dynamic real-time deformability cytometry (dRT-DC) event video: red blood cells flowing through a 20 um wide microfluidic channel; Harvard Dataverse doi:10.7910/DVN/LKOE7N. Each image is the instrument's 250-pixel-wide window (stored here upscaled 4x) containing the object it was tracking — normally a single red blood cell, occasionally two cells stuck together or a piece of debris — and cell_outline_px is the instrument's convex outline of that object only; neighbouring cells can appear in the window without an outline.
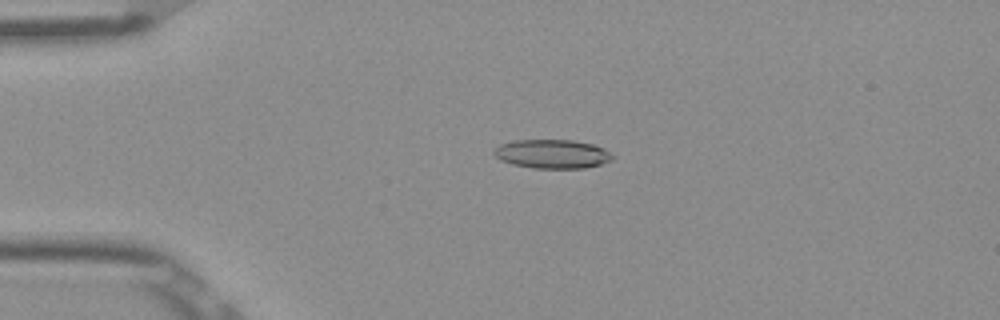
{"species": "Egyptian fruit bat (a non-hibernating species)", "species_latin": "Rousettus aegyptiacus", "temperature_condition": "room temperature", "stored_images_in_passage": 52, "camera_frame_rate_fps": 3000, "um_per_image_px": 0.085, "frame": {"image": 1, "passage_image": 12, "time_ms": 3.667, "image_size_px": [1000, 320], "cell_outline_px": [[616, 156], [612, 160], [600, 164], [584, 168], [532, 168], [512, 164], [500, 160], [492, 152], [500, 144], [512, 140], [572, 140], [592, 144], [604, 148]], "centroid_in_image_um": [46.95, 13.08], "position_along_channel_um": 38.1, "area_um2": 20.06}}
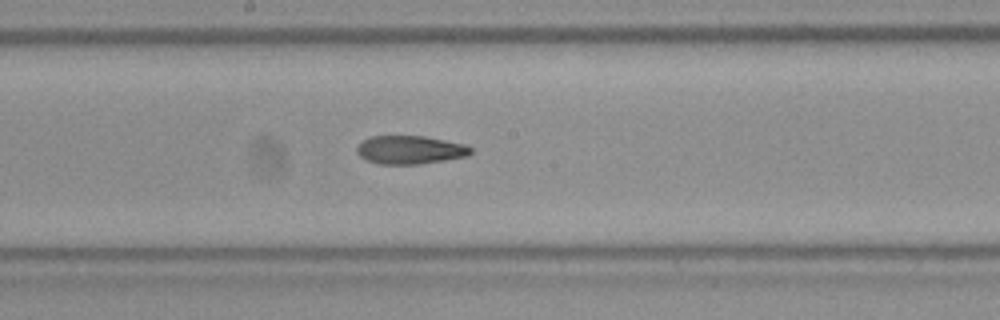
{"frame": {"image": 2, "passage_image": 28, "time_ms": 9.0, "image_size_px": [1000, 320], "cell_outline_px": [[472, 152], [468, 156], [420, 164], [380, 164], [364, 160], [356, 152], [356, 148], [364, 140], [372, 136], [424, 136], [464, 144], [472, 148]], "centroid_in_image_um": [34.84, 12.74], "position_along_channel_um": 213.4, "area_um2": 18.79}}
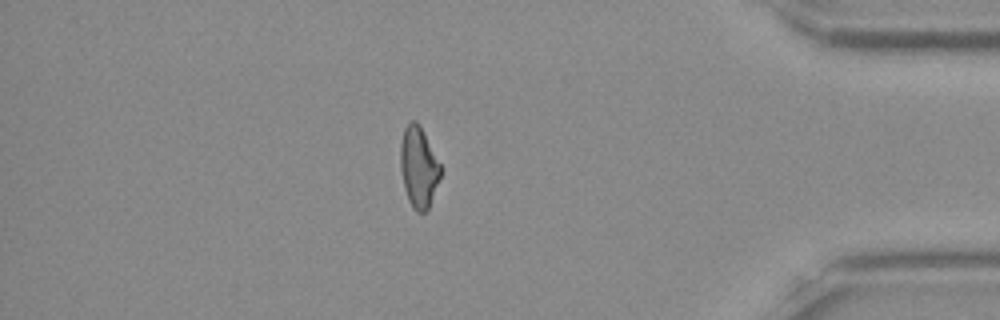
{"frame": {"image": 3, "passage_image": 45, "time_ms": 14.667, "image_size_px": [1000, 320], "cell_outline_px": [[440, 176], [428, 208], [424, 212], [416, 212], [412, 208], [408, 200], [404, 188], [400, 168], [400, 144], [404, 128], [412, 120], [416, 120], [420, 124], [440, 164]], "centroid_in_image_um": [35.55, 14.19], "position_along_channel_um": 399.6, "area_um2": 18.79}, "authors_computed_cell_mechanics": {"area_um2": 19.363, "velocity_mm_per_s": 3.9204, "shape_relaxation_time_tau1_ms": null, "shape_relaxation_time_tau2_ms": 7.8594, "deformation_change_tau1": null, "deformation_change_tau2": 0.2009}}